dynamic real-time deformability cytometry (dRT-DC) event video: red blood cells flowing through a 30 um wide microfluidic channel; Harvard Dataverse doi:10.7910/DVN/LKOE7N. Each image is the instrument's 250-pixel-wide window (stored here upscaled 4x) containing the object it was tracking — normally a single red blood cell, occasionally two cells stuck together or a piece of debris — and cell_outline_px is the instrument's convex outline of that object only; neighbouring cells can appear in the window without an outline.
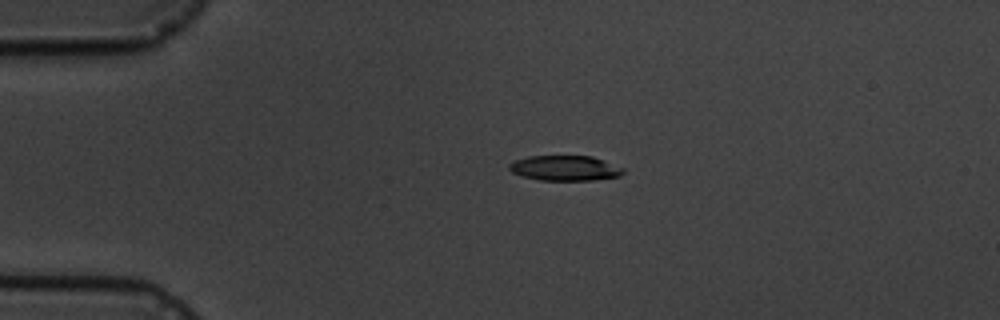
{"species": "common noctule bat (a hibernating species)", "species_latin": "Nyctalus noctula", "temperature_condition": "cold", "stored_images_in_passage": 15, "camera_frame_rate_fps": 3000, "um_per_image_px": 0.085, "animal": {"sex": "male", "body_mass_g": 19.5, "forearm_length_mm": 54.6}, "frame": {"image": 1, "passage_image": 3, "time_ms": 3.333, "image_size_px": [1000, 320], "cell_outline_px": [[624, 172], [620, 176], [592, 180], [540, 180], [524, 176], [512, 172], [508, 168], [508, 164], [516, 160], [528, 156], [592, 156], [604, 160], [624, 168]], "centroid_in_image_um": [48.04, 14.28], "position_along_channel_um": 37.0, "area_um2": 16.65}}
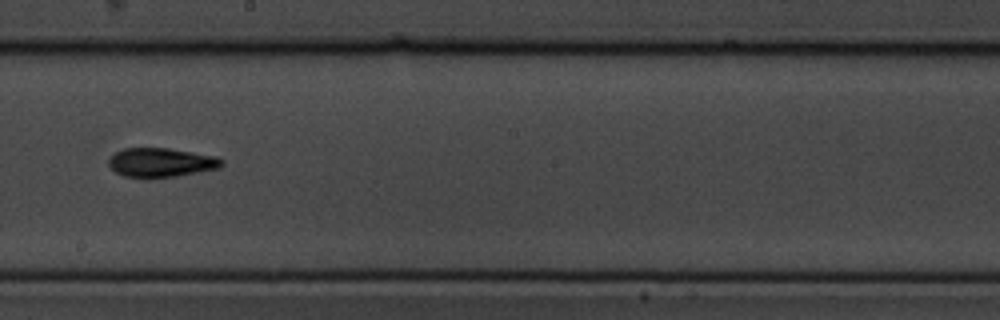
{"frame": {"image": 2, "passage_image": 9, "time_ms": 10.0, "image_size_px": [1000, 320], "cell_outline_px": [[224, 164], [220, 168], [176, 176], [148, 180], [124, 176], [116, 172], [108, 164], [108, 160], [116, 152], [124, 148], [168, 148], [216, 156], [224, 160]], "centroid_in_image_um": [13.69, 13.84], "position_along_channel_um": 234.5, "area_um2": 19.54}}
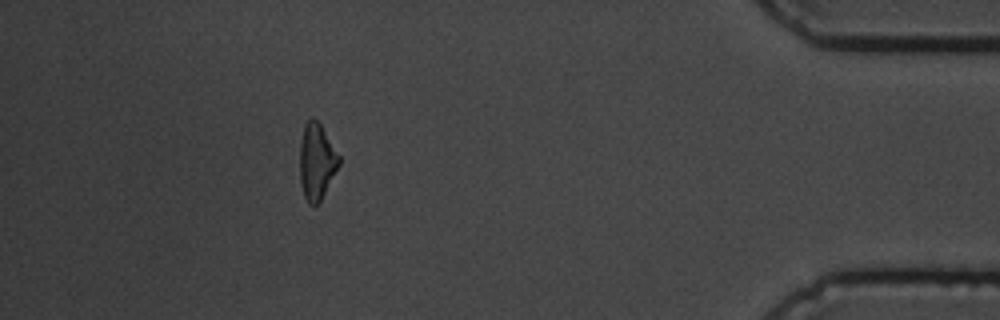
{"frame": {"image": 3, "passage_image": 14, "time_ms": 16.333, "image_size_px": [1000, 320], "cell_outline_px": [[340, 164], [320, 200], [316, 204], [308, 204], [304, 196], [300, 184], [300, 144], [304, 124], [312, 116], [320, 124], [340, 156]], "centroid_in_image_um": [26.9, 13.71], "position_along_channel_um": 408.3, "area_um2": 17.22}, "authors_computed_cell_mechanics": {"area_um2": 18.0914, "velocity_mm_per_s": 3.5218, "shape_relaxation_time_tau1_ms": 2.416, "shape_relaxation_time_tau2_ms": 3.9805, "deformation_change_tau1": 0.1032, "deformation_change_tau2": 0.0997}}